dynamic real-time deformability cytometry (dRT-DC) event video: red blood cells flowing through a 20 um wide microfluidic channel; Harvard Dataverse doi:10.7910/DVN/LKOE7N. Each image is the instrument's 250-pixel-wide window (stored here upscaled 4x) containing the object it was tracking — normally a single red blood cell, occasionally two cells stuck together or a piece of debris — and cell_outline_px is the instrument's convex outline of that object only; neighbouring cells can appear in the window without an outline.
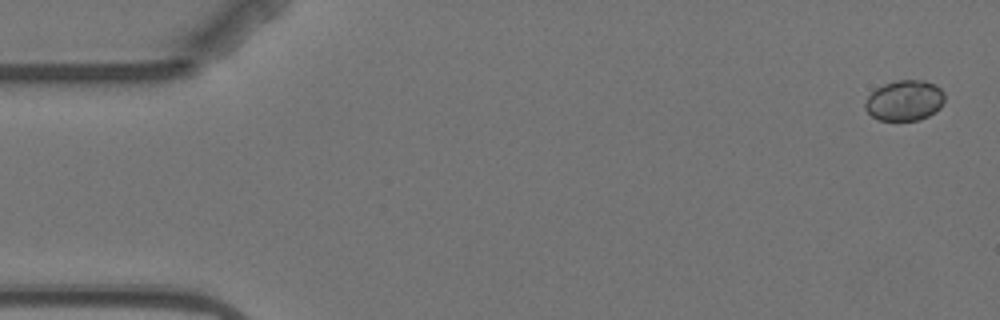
{"species": "Egyptian fruit bat (a non-hibernating species)", "species_latin": "Rousettus aegyptiacus", "temperature_condition": "warm", "stored_images_in_passage": 6, "camera_frame_rate_fps": 3000, "um_per_image_px": 0.085, "animal": {"sex": "female"}, "frame": {"image": 1, "passage_image": 1, "time_ms": 0.0, "image_size_px": [1000, 320], "cell_outline_px": [[944, 100], [940, 108], [936, 112], [920, 120], [880, 120], [872, 116], [864, 108], [864, 104], [868, 96], [876, 88], [884, 84], [896, 80], [924, 80], [936, 84], [944, 92]], "centroid_in_image_um": [76.91, 8.53], "position_along_channel_um": 8.1, "area_um2": 18.9}}